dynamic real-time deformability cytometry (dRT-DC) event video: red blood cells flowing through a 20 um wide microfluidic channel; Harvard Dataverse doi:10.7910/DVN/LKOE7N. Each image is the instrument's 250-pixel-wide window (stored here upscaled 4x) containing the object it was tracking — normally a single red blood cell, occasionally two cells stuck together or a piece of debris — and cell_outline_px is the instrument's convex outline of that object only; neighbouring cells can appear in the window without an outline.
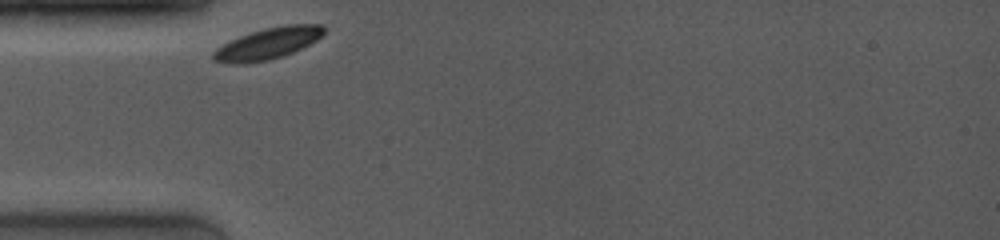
{"species": "common noctule bat (a hibernating species)", "species_latin": "Nyctalus noctula", "temperature_condition": "room temperature", "stored_images_in_passage": 8, "camera_frame_rate_fps": 4000, "um_per_image_px": 0.085, "animal": {"sex": "female", "body_mass_g": 19.0, "forearm_length_mm": 53.3}, "frame": {"image": 1, "passage_image": 1, "time_ms": 0.0, "image_size_px": [1000, 240], "cell_outline_px": [[324, 32], [316, 40], [284, 56], [268, 60], [240, 64], [232, 64], [212, 60], [212, 52], [216, 48], [240, 36], [264, 28], [284, 24], [320, 24], [324, 28]], "centroid_in_image_um": [22.74, 3.7], "position_along_channel_um": 62.3, "area_um2": 20.06}}
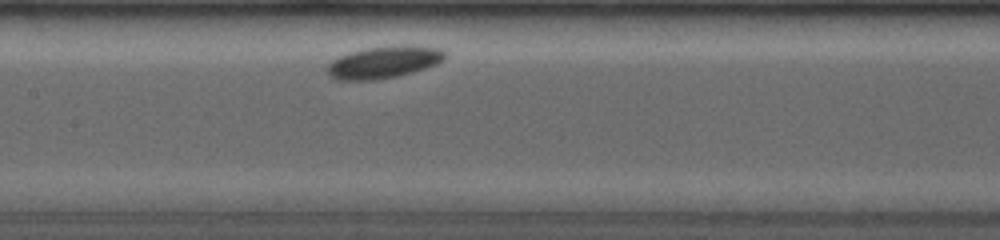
{"frame": {"image": 2, "passage_image": 6, "time_ms": 3.25, "image_size_px": [1000, 240], "cell_outline_px": [[444, 60], [436, 64], [412, 72], [396, 76], [376, 80], [336, 80], [324, 68], [336, 56], [348, 52], [364, 48], [440, 48], [444, 52]], "centroid_in_image_um": [32.48, 5.34], "position_along_channel_um": 174.9, "area_um2": 21.1}}